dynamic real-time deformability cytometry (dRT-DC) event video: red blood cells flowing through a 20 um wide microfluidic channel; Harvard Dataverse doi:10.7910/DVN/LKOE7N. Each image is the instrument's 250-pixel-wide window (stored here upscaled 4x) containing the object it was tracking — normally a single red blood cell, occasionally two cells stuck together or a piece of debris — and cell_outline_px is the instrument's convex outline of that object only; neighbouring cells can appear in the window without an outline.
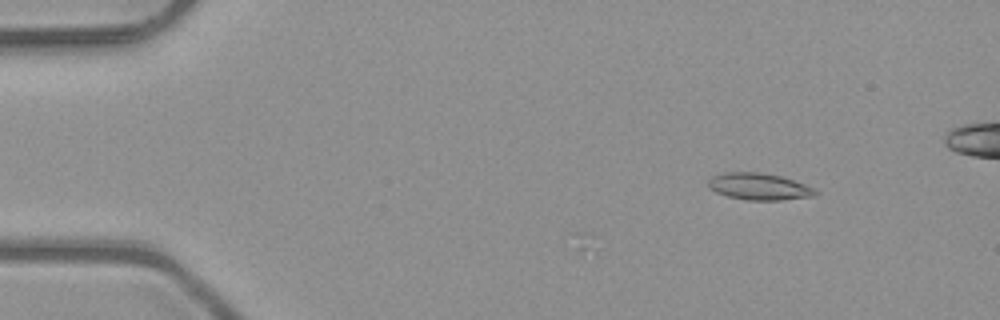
{"species": "common noctule bat (a hibernating species)", "species_latin": "Nyctalus noctula", "temperature_condition": "room temperature", "stored_images_in_passage": 6, "camera_frame_rate_fps": 3000, "um_per_image_px": 0.085, "animal": {"sex": "male", "body_mass_g": 23.1, "forearm_length_mm": 52.7}, "frame": {"image": 1, "passage_image": 2, "time_ms": 0.333, "image_size_px": [1000, 320], "cell_outline_px": [[820, 192], [816, 196], [780, 200], [744, 200], [728, 196], [716, 192], [708, 188], [708, 180], [712, 176], [724, 172], [760, 172], [780, 176], [804, 184]], "centroid_in_image_um": [64.5, 15.86], "position_along_channel_um": 20.5, "area_um2": 16.76}}
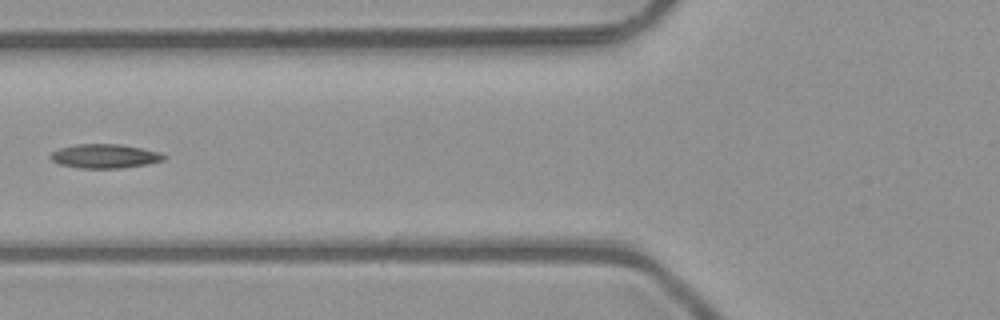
{"frame": {"image": 2, "passage_image": 6, "time_ms": 1.667, "image_size_px": [1000, 320], "cell_outline_px": [[168, 156], [164, 160], [148, 164], [120, 168], [80, 168], [60, 164], [52, 160], [48, 156], [52, 152], [60, 148], [76, 144], [120, 144], [160, 152]], "centroid_in_image_um": [8.92, 13.27], "position_along_channel_um": 116.9, "area_um2": 15.9}}